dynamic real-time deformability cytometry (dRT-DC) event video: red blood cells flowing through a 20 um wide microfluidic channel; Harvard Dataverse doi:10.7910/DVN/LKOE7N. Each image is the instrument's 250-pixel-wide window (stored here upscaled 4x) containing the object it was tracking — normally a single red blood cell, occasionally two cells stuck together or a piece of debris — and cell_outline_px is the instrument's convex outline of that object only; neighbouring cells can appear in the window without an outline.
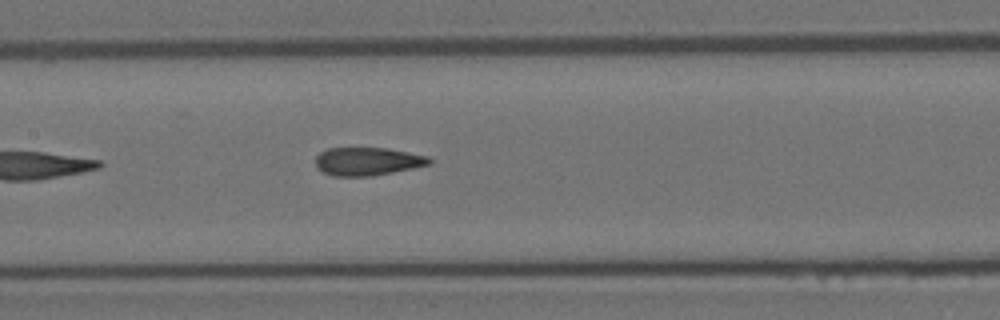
{"species": "Egyptian fruit bat (a non-hibernating species)", "species_latin": "Rousettus aegyptiacus", "temperature_condition": "room temperature", "stored_images_in_passage": 7, "camera_frame_rate_fps": 3000, "um_per_image_px": 0.085, "animal": {"sex": "female"}, "frame": {"image": 1, "passage_image": 7, "time_ms": 2.0, "image_size_px": [1000, 320], "cell_outline_px": [[432, 164], [372, 176], [332, 176], [316, 168], [316, 156], [320, 152], [328, 148], [388, 148], [428, 156], [432, 160]], "centroid_in_image_um": [31.23, 13.71], "position_along_channel_um": 176.2, "area_um2": 18.67}}